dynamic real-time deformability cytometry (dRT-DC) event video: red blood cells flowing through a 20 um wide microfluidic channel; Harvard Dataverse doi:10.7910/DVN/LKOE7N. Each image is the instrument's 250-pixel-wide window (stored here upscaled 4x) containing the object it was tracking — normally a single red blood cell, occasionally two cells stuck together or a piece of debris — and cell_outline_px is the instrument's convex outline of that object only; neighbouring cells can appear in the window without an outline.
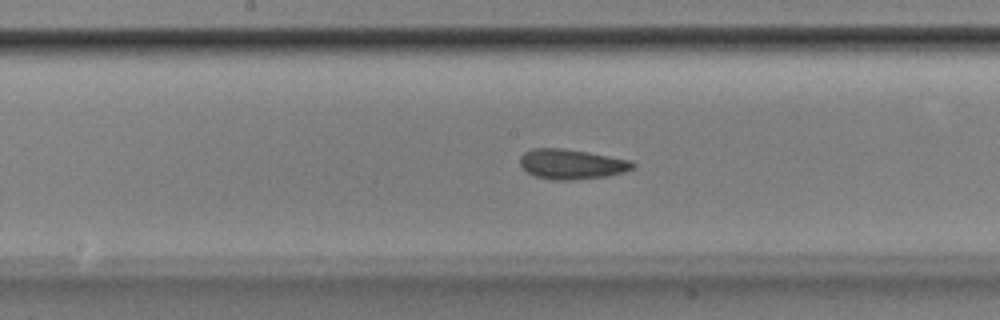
{"species": "Egyptian fruit bat (a non-hibernating species)", "species_latin": "Rousettus aegyptiacus", "temperature_condition": "room temperature", "stored_images_in_passage": 45, "camera_frame_rate_fps": 3000, "um_per_image_px": 0.085, "animal": {"sex": "male"}, "frame": {"image": 1, "passage_image": 20, "time_ms": 6.333, "image_size_px": [1000, 320], "cell_outline_px": [[636, 164], [632, 168], [624, 172], [608, 176], [568, 180], [552, 180], [536, 176], [528, 172], [520, 164], [520, 156], [524, 152], [532, 148], [564, 148], [588, 152], [632, 160]], "centroid_in_image_um": [48.59, 13.94], "position_along_channel_um": 199.6, "area_um2": 19.71}}
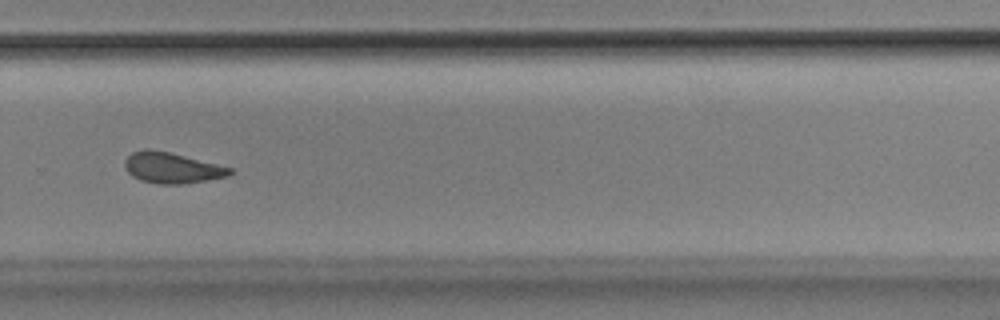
{"frame": {"image": 2, "passage_image": 29, "time_ms": 9.333, "image_size_px": [1000, 320], "cell_outline_px": [[232, 172], [228, 176], [208, 180], [184, 184], [160, 184], [140, 180], [132, 176], [124, 168], [124, 160], [132, 152], [144, 148], [148, 148], [168, 152], [232, 168]], "centroid_in_image_um": [14.56, 14.27], "position_along_channel_um": 315.2, "area_um2": 18.79}}
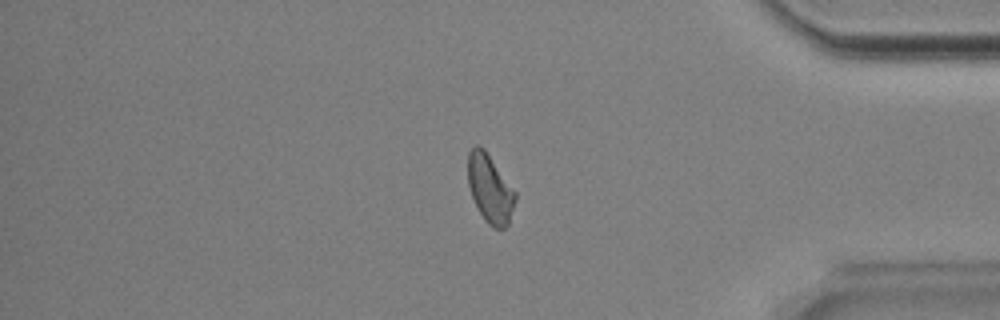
{"frame": {"image": 3, "passage_image": 37, "time_ms": 12.0, "image_size_px": [1000, 320], "cell_outline_px": [[516, 200], [508, 224], [504, 228], [496, 228], [488, 224], [484, 220], [476, 208], [468, 184], [468, 152], [476, 144], [484, 148], [516, 192]], "centroid_in_image_um": [41.64, 16.04], "position_along_channel_um": 393.6, "area_um2": 18.84}, "authors_computed_cell_mechanics": {"area_um2": 19.2474, "velocity_mm_per_s": 3.8713, "shape_relaxation_time_tau1_ms": 11.377, "shape_relaxation_time_tau2_ms": 2.5989, "deformation_change_tau1": 0.1585, "deformation_change_tau2": 0.0646}}